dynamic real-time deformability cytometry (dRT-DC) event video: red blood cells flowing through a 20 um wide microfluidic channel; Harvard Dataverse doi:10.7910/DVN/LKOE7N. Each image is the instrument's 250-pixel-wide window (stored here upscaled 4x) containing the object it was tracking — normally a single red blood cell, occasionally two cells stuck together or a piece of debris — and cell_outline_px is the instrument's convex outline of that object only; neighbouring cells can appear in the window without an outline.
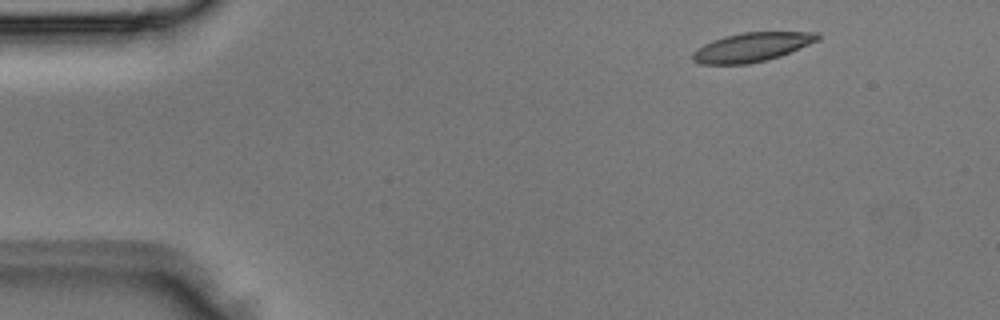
{"species": "Egyptian fruit bat (a non-hibernating species)", "species_latin": "Rousettus aegyptiacus", "temperature_condition": "room temperature", "stored_images_in_passage": 3, "camera_frame_rate_fps": 3000, "um_per_image_px": 0.085, "animal": {"sex": "male"}, "frame": {"image": 1, "passage_image": 1, "time_ms": 0.0, "image_size_px": [1000, 320], "cell_outline_px": [[820, 40], [780, 56], [748, 64], [700, 64], [692, 60], [692, 52], [704, 44], [712, 40], [724, 36], [744, 32], [820, 32]], "centroid_in_image_um": [63.91, 4.0], "position_along_channel_um": 21.1, "area_um2": 21.15}}